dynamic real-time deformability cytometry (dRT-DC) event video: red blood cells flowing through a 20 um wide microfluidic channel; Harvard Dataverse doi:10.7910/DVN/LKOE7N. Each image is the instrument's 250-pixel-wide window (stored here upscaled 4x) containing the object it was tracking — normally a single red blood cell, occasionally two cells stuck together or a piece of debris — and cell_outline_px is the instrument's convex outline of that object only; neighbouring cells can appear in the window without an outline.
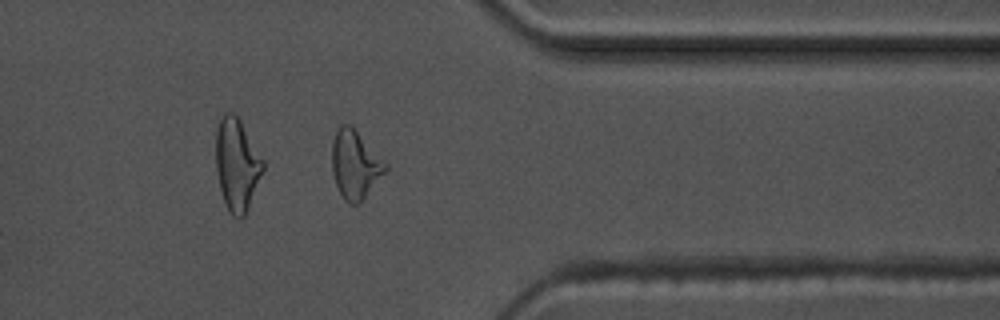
{"species": "common noctule bat (a hibernating species)", "species_latin": "Nyctalus noctula", "temperature_condition": "warm", "stored_images_in_passage": 39, "camera_frame_rate_fps": 3000, "um_per_image_px": 0.085, "animal": {"sex": "male", "body_mass_g": 17.5, "forearm_length_mm": 52.3}, "frame": {"image": 1, "passage_image": 28, "time_ms": 9.0, "image_size_px": [1000, 320], "cell_outline_px": [[388, 168], [360, 204], [348, 204], [344, 200], [336, 184], [332, 172], [332, 140], [340, 124], [348, 124], [388, 164]], "centroid_in_image_um": [30.17, 14.03], "position_along_channel_um": 381.2, "area_um2": 20.98}, "authors_computed_cell_mechanics": {"area_um2": 19.5364, "velocity_mm_per_s": 3.6347, "shape_relaxation_time_tau1_ms": 7.3237, "shape_relaxation_time_tau2_ms": 1.7878, "deformation_change_tau1": 0.2032, "deformation_change_tau2": 0.088}}